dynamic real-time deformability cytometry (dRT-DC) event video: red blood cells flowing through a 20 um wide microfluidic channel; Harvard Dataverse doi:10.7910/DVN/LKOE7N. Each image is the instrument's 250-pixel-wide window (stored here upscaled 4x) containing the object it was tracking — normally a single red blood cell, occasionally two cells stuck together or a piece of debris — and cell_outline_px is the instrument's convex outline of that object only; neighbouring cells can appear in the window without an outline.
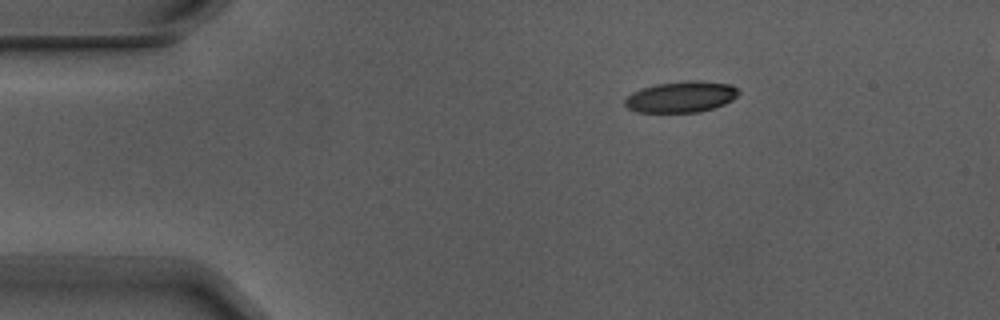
{"species": "Egyptian fruit bat (a non-hibernating species)", "species_latin": "Rousettus aegyptiacus", "temperature_condition": "warm", "stored_images_in_passage": 4, "segment_of_instrument_passage": [1, 2], "camera_frame_rate_fps": 3000, "um_per_image_px": 0.085, "animal": {"sex": "male"}, "frame": {"image": 1, "passage_image": 1, "time_ms": 0.0, "image_size_px": [1000, 320], "cell_outline_px": [[740, 92], [732, 100], [724, 104], [700, 112], [636, 112], [628, 108], [624, 104], [624, 100], [632, 92], [656, 84], [688, 80], [700, 80], [732, 84]], "centroid_in_image_um": [57.91, 8.22], "position_along_channel_um": 27.1, "area_um2": 20.63}}